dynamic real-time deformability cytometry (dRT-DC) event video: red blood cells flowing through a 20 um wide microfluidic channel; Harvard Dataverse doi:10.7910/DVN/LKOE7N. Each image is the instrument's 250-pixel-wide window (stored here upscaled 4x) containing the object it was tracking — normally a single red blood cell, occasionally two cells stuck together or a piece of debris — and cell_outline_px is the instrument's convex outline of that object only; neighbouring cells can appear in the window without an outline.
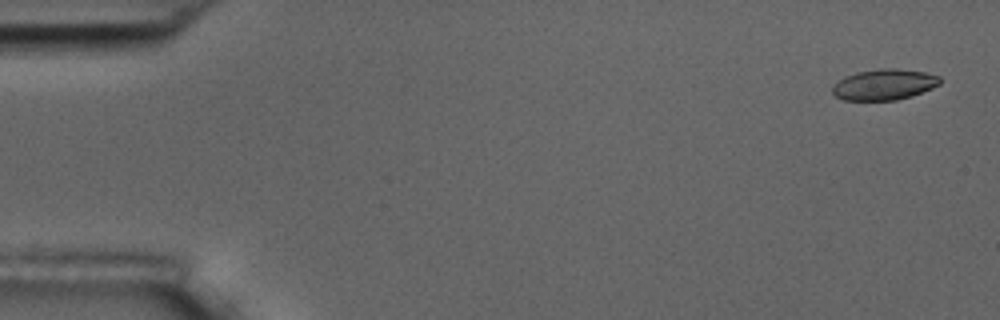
{"species": "common noctule bat (a hibernating species)", "species_latin": "Nyctalus noctula", "temperature_condition": "room temperature", "stored_images_in_passage": 5, "camera_frame_rate_fps": 3000, "um_per_image_px": 0.085, "animal": {"sex": "male", "body_mass_g": 17.5, "forearm_length_mm": 52.3}, "frame": {"image": 1, "passage_image": 1, "time_ms": 0.0, "image_size_px": [1000, 320], "cell_outline_px": [[940, 84], [932, 88], [912, 96], [896, 100], [844, 100], [836, 96], [832, 92], [832, 84], [844, 76], [856, 72], [880, 68], [896, 68], [924, 72], [940, 76]], "centroid_in_image_um": [75.13, 7.18], "position_along_channel_um": 9.9, "area_um2": 19.48}}
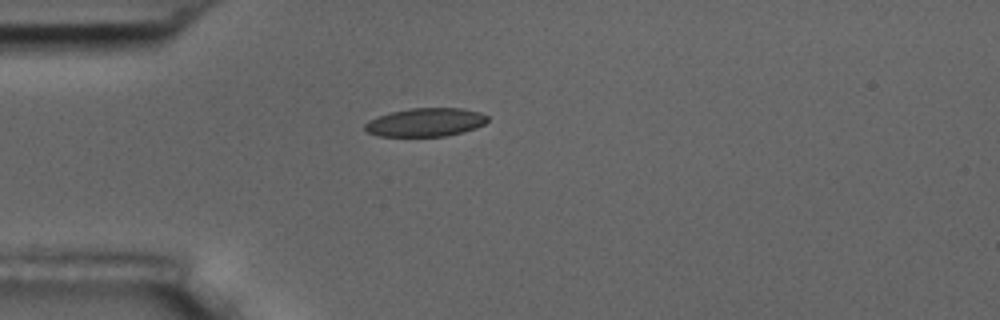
{"frame": {"image": 2, "passage_image": 5, "time_ms": 4.333, "image_size_px": [1000, 320], "cell_outline_px": [[488, 120], [484, 124], [476, 128], [448, 136], [380, 136], [368, 132], [364, 128], [364, 124], [368, 120], [392, 112], [412, 108], [460, 108], [480, 112], [488, 116]], "centroid_in_image_um": [36.19, 10.4], "position_along_channel_um": 48.8, "area_um2": 20.23}}